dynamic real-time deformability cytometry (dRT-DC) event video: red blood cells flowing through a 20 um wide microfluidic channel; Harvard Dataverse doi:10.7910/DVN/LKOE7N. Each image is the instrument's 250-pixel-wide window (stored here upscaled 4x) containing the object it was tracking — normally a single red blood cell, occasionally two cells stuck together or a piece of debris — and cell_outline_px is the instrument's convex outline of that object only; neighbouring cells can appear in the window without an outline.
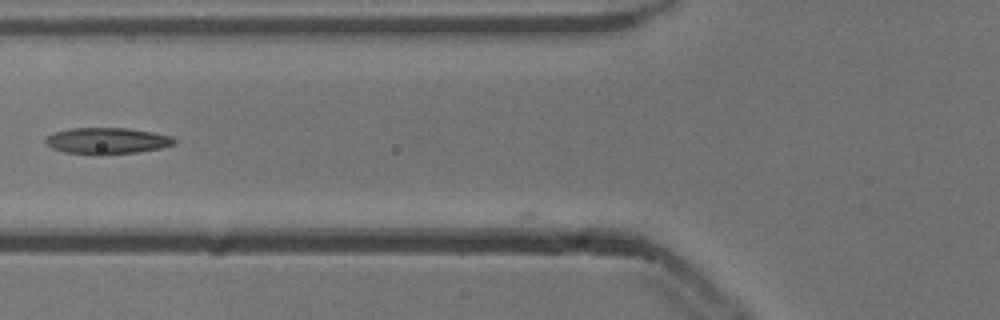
{"species": "common noctule bat (a hibernating species)", "species_latin": "Nyctalus noctula", "temperature_condition": "cold", "stored_images_in_passage": 24, "camera_frame_rate_fps": 3000, "um_per_image_px": 0.085, "animal": {"sex": "male", "body_mass_g": 13.3}, "frame": {"image": 1, "passage_image": 18, "time_ms": 5.667, "image_size_px": [1000, 320], "cell_outline_px": [[176, 144], [160, 148], [136, 152], [100, 156], [96, 156], [64, 152], [52, 148], [44, 144], [44, 140], [48, 136], [56, 132], [68, 128], [128, 128], [152, 132], [172, 136], [176, 140]], "centroid_in_image_um": [9.08, 11.99], "position_along_channel_um": 116.7, "area_um2": 20.11}}
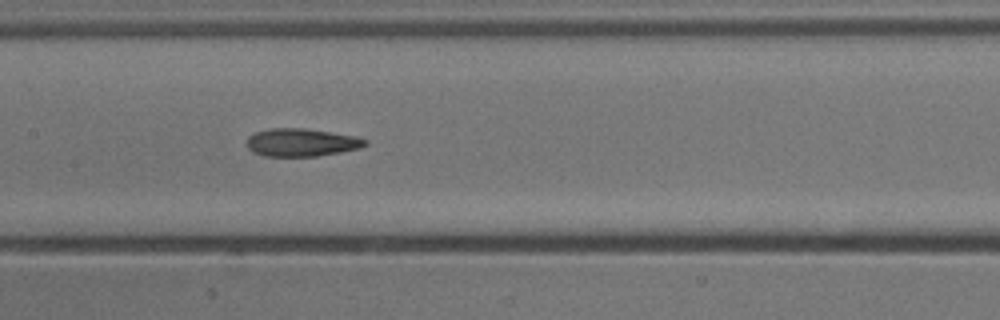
{"frame": {"image": 2, "passage_image": 23, "time_ms": 7.333, "image_size_px": [1000, 320], "cell_outline_px": [[368, 144], [360, 148], [340, 152], [316, 156], [264, 156], [252, 152], [248, 148], [248, 136], [256, 132], [268, 128], [304, 128], [356, 136], [368, 140]], "centroid_in_image_um": [25.63, 12.1], "position_along_channel_um": 181.8, "area_um2": 19.25}}